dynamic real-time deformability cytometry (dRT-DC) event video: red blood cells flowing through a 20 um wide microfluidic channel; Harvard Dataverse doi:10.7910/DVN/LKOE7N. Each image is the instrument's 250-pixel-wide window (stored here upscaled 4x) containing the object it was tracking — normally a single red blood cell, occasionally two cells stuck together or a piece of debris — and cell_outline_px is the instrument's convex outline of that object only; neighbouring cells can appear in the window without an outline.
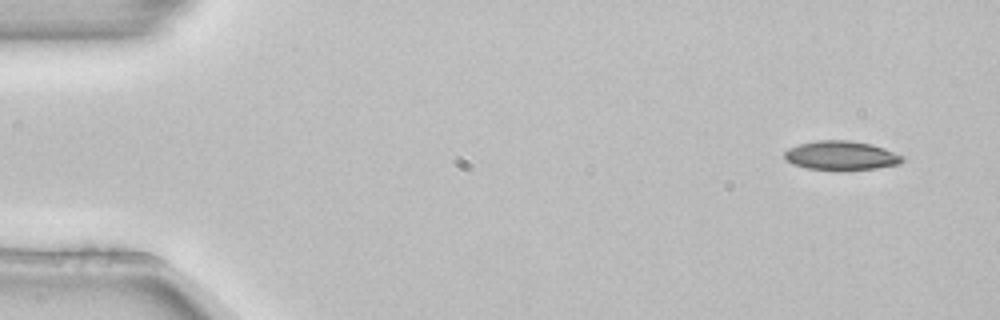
{"species": "common noctule bat (a hibernating species)", "species_latin": "Nyctalus noctula", "temperature_condition": "room temperature", "stored_images_in_passage": 4, "camera_frame_rate_fps": 3000, "um_per_image_px": 0.085, "animal": {"sex": "female", "body_mass_g": 22.7, "forearm_length_mm": 54.2}, "frame": {"image": 1, "passage_image": 1, "time_ms": 0.0, "image_size_px": [1000, 320], "cell_outline_px": [[904, 156], [896, 164], [876, 168], [808, 168], [792, 164], [784, 156], [784, 152], [788, 148], [800, 144], [816, 140], [848, 140], [872, 144], [884, 148]], "centroid_in_image_um": [71.46, 13.18], "position_along_channel_um": 13.5, "area_um2": 19.19}}
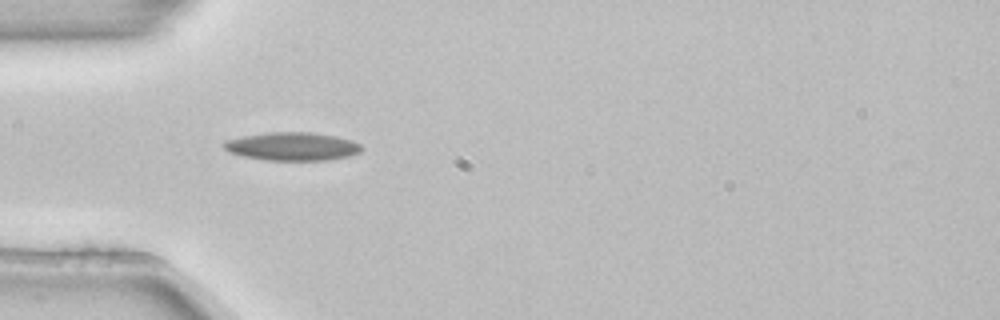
{"frame": {"image": 2, "passage_image": 4, "time_ms": 1.0, "image_size_px": [1000, 320], "cell_outline_px": [[360, 152], [348, 156], [328, 160], [264, 160], [244, 156], [228, 152], [224, 148], [224, 140], [244, 136], [268, 132], [312, 132], [336, 136], [352, 140], [360, 144]], "centroid_in_image_um": [24.83, 12.44], "position_along_channel_um": 60.2, "area_um2": 22.6}}